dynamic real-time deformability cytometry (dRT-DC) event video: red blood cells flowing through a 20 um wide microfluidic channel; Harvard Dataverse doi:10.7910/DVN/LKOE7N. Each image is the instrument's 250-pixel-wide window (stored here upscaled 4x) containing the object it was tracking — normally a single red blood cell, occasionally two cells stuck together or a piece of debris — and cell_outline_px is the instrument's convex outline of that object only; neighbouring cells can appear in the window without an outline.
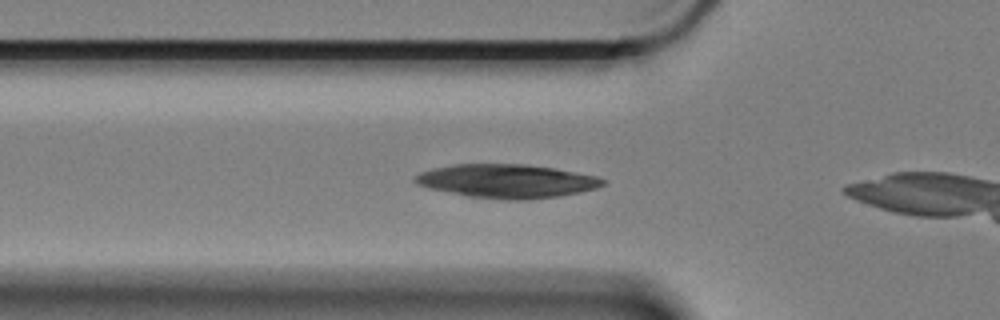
{"species": "Egyptian fruit bat (a non-hibernating species)", "species_latin": "Rousettus aegyptiacus", "temperature_condition": "cold", "stored_images_in_passage": 10, "camera_frame_rate_fps": 3000, "um_per_image_px": 0.085, "animal": {"sex": "female"}, "frame": {"image": 1, "passage_image": 4, "time_ms": 1.0, "image_size_px": [1000, 320], "cell_outline_px": [[604, 184], [596, 188], [580, 192], [560, 196], [528, 200], [504, 200], [468, 196], [428, 188], [416, 184], [412, 180], [412, 176], [420, 172], [432, 168], [452, 164], [528, 164], [556, 168], [596, 176], [604, 180]], "centroid_in_image_um": [43.03, 15.39], "position_along_channel_um": 82.8, "area_um2": 37.17}}
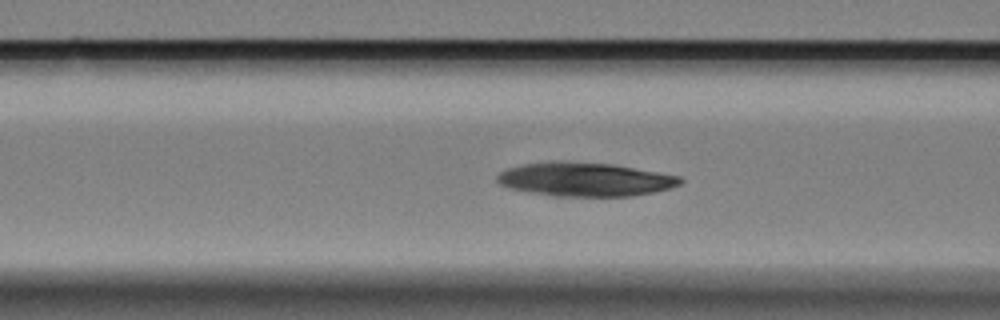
{"frame": {"image": 2, "passage_image": 7, "time_ms": 2.0, "image_size_px": [1000, 320], "cell_outline_px": [[684, 180], [680, 184], [672, 188], [632, 196], [552, 196], [528, 192], [508, 188], [500, 184], [496, 180], [496, 176], [500, 172], [508, 168], [524, 164], [556, 160], [560, 160], [612, 164], [680, 176]], "centroid_in_image_um": [49.7, 15.24], "position_along_channel_um": 116.9, "area_um2": 36.24}}